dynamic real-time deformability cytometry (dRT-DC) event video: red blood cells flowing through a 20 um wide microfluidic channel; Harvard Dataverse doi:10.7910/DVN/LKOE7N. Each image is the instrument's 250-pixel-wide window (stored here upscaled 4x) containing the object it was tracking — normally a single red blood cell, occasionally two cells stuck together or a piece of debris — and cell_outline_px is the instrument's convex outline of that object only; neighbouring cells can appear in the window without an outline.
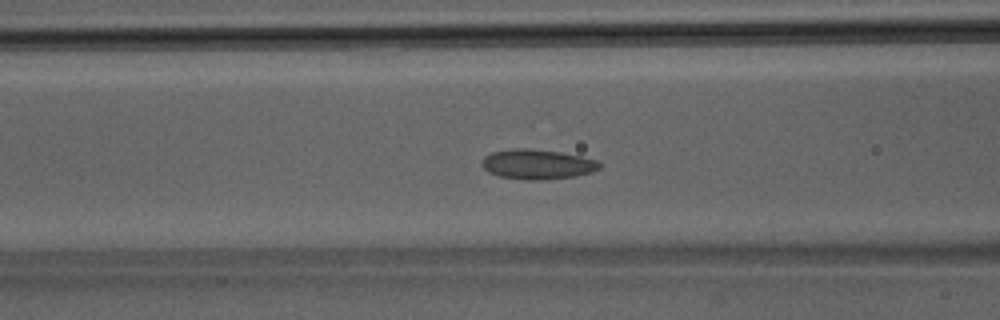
{"species": "Egyptian fruit bat (a non-hibernating species)", "species_latin": "Rousettus aegyptiacus", "temperature_condition": "room temperature", "stored_images_in_passage": 41, "camera_frame_rate_fps": 3000, "um_per_image_px": 0.085, "animal": {"sex": "male"}, "frame": {"image": 1, "passage_image": 17, "time_ms": 5.333, "image_size_px": [1000, 320], "cell_outline_px": [[600, 168], [592, 172], [576, 176], [548, 180], [524, 180], [500, 176], [488, 172], [480, 164], [484, 156], [492, 152], [512, 148], [528, 148], [560, 152], [580, 156], [596, 160], [600, 164]], "centroid_in_image_um": [45.65, 13.97], "position_along_channel_um": 120.9, "area_um2": 20.63}}
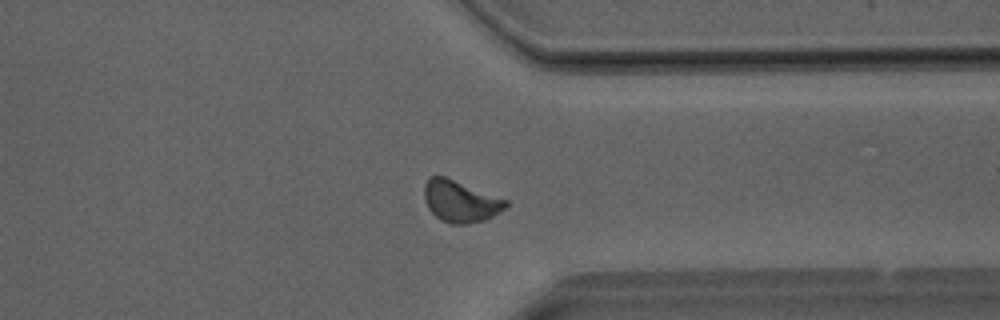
{"frame": {"image": 2, "passage_image": 32, "time_ms": 10.333, "image_size_px": [1000, 320], "cell_outline_px": [[508, 204], [504, 208], [492, 216], [484, 220], [468, 224], [452, 224], [440, 220], [428, 208], [424, 200], [424, 184], [432, 176], [444, 176], [508, 200]], "centroid_in_image_um": [39.11, 17.12], "position_along_channel_um": 372.3, "area_um2": 19.59}}
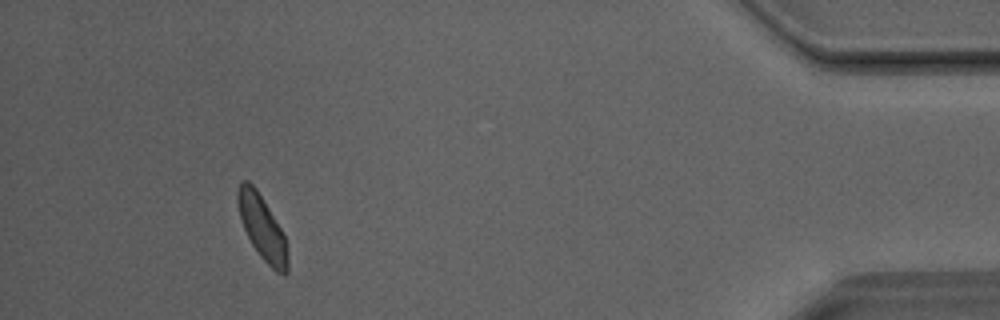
{"frame": {"image": 3, "passage_image": 38, "time_ms": 12.333, "image_size_px": [1000, 320], "cell_outline_px": [[288, 272], [284, 276], [276, 272], [260, 256], [252, 244], [244, 228], [240, 216], [236, 200], [236, 192], [240, 184], [244, 180], [248, 180], [256, 188], [280, 228], [284, 236], [288, 252]], "centroid_in_image_um": [22.28, 19.37], "position_along_channel_um": 412.9, "area_um2": 18.44}}